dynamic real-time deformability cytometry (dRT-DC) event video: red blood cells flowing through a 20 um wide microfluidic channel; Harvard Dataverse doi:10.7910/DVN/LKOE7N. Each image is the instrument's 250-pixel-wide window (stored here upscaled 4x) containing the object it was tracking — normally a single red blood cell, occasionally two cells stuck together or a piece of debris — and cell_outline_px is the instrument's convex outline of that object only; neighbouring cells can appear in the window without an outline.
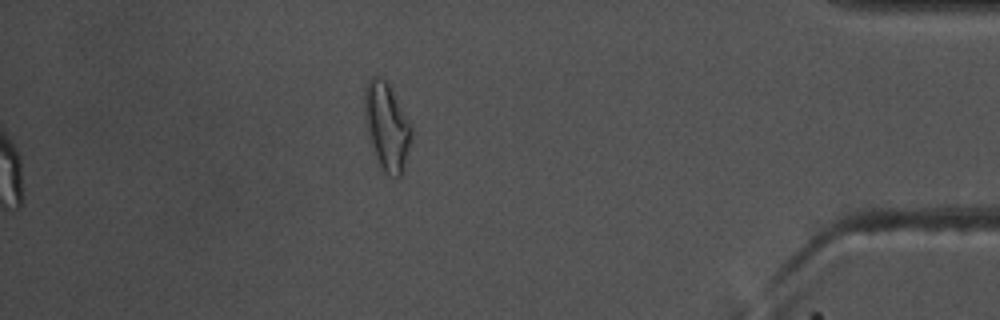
{"species": "common noctule bat (a hibernating species)", "species_latin": "Nyctalus noctula", "temperature_condition": "warm", "stored_images_in_passage": 40, "camera_frame_rate_fps": 3000, "um_per_image_px": 0.085, "animal": {"sex": "male", "body_mass_g": 17.5, "forearm_length_mm": 52.3}, "frame": {"image": 1, "passage_image": 40, "time_ms": 13.0, "image_size_px": [1000, 320], "cell_outline_px": [[412, 140], [404, 172], [400, 176], [388, 176], [380, 168], [376, 160], [368, 136], [364, 120], [364, 88], [368, 80], [372, 76], [376, 76], [388, 80], [412, 124]], "centroid_in_image_um": [32.89, 10.74], "position_along_channel_um": 402.3, "area_um2": 24.91}, "authors_computed_cell_mechanics": {"area_um2": 18.5249, "velocity_mm_per_s": 3.72, "shape_relaxation_time_tau1_ms": 8.6588, "shape_relaxation_time_tau2_ms": 3.7913, "deformation_change_tau1": 0.215, "deformation_change_tau2": 0.1229}}